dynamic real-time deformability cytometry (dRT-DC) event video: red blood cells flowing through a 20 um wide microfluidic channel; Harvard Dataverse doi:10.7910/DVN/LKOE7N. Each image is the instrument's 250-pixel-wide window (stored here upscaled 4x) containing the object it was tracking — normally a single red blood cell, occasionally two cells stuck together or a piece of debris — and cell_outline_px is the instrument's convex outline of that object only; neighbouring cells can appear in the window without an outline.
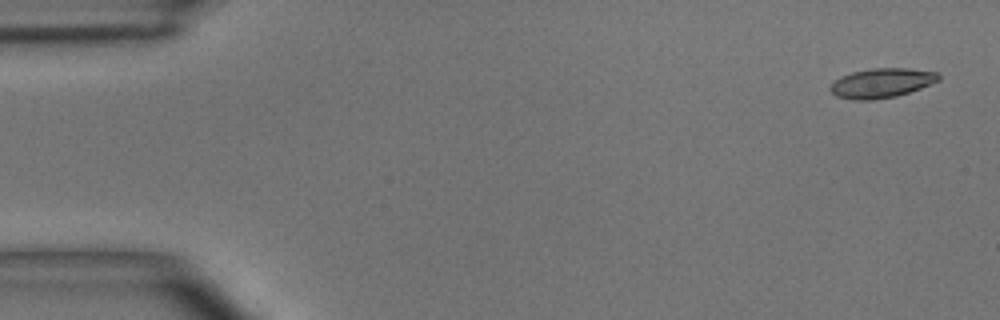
{"species": "common noctule bat (a hibernating species)", "species_latin": "Nyctalus noctula", "temperature_condition": "room temperature", "stored_images_in_passage": 5, "camera_frame_rate_fps": 3000, "um_per_image_px": 0.085, "animal": {"sex": "male", "body_mass_g": 15.6}, "frame": {"image": 1, "passage_image": 1, "time_ms": 0.0, "image_size_px": [1000, 320], "cell_outline_px": [[940, 80], [920, 88], [896, 96], [872, 100], [852, 100], [836, 96], [828, 88], [840, 76], [852, 72], [872, 68], [908, 68], [936, 72], [940, 76]], "centroid_in_image_um": [74.92, 7.05], "position_along_channel_um": 10.1, "area_um2": 18.55}}